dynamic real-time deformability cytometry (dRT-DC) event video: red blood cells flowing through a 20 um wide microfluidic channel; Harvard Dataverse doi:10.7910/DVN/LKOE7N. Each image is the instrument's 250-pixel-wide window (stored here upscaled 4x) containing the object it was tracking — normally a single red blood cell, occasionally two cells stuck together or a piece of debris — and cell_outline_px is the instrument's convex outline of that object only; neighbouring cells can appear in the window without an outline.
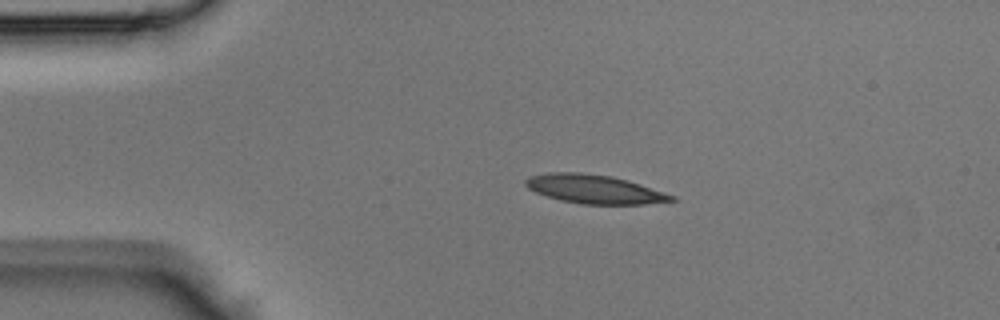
{"species": "Egyptian fruit bat (a non-hibernating species)", "species_latin": "Rousettus aegyptiacus", "temperature_condition": "room temperature", "stored_images_in_passage": 42, "camera_frame_rate_fps": 3000, "um_per_image_px": 0.085, "animal": {"sex": "male"}, "frame": {"image": 1, "passage_image": 7, "time_ms": 2.0, "image_size_px": [1000, 320], "cell_outline_px": [[680, 200], [644, 204], [580, 204], [560, 200], [536, 192], [528, 188], [524, 184], [524, 180], [528, 176], [548, 172], [580, 172], [612, 176], [628, 180], [676, 196]], "centroid_in_image_um": [50.52, 16.07], "position_along_channel_um": 34.5, "area_um2": 24.62}}
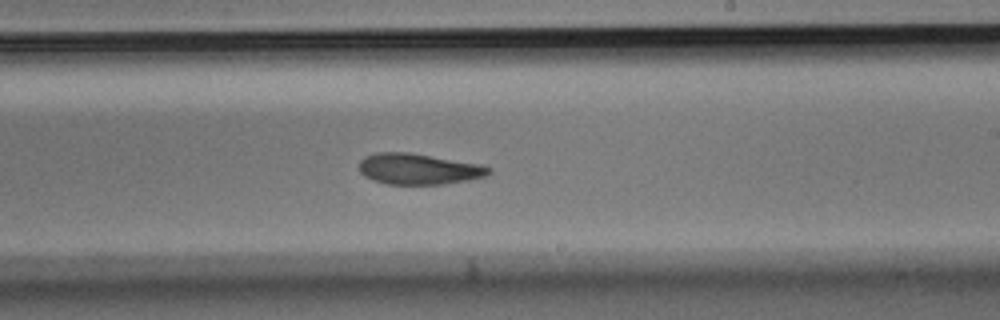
{"frame": {"image": 2, "passage_image": 24, "time_ms": 7.667, "image_size_px": [1000, 320], "cell_outline_px": [[492, 172], [488, 176], [468, 180], [444, 184], [388, 184], [364, 176], [360, 172], [360, 160], [364, 156], [376, 152], [408, 152], [480, 164], [492, 168]], "centroid_in_image_um": [35.61, 14.36], "position_along_channel_um": 253.4, "area_um2": 23.35}}
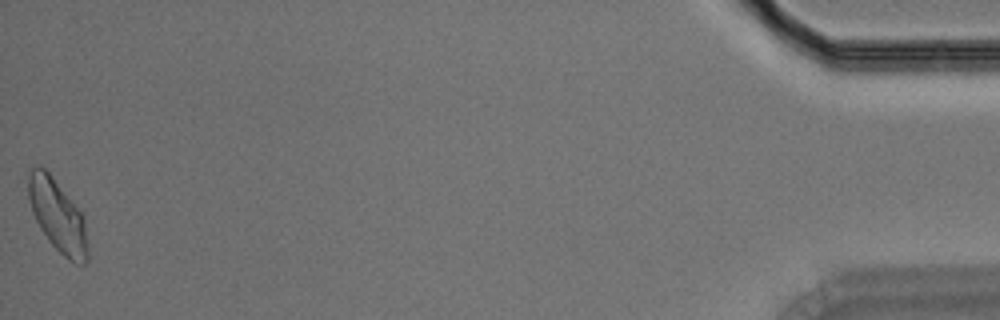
{"frame": {"image": 3, "passage_image": 42, "time_ms": 13.667, "image_size_px": [1000, 320], "cell_outline_px": [[88, 260], [84, 264], [76, 264], [68, 260], [48, 240], [40, 228], [32, 212], [28, 196], [28, 176], [32, 168], [40, 164], [48, 172], [84, 216], [88, 248]], "centroid_in_image_um": [4.9, 18.37], "position_along_channel_um": 430.3, "area_um2": 24.8}}